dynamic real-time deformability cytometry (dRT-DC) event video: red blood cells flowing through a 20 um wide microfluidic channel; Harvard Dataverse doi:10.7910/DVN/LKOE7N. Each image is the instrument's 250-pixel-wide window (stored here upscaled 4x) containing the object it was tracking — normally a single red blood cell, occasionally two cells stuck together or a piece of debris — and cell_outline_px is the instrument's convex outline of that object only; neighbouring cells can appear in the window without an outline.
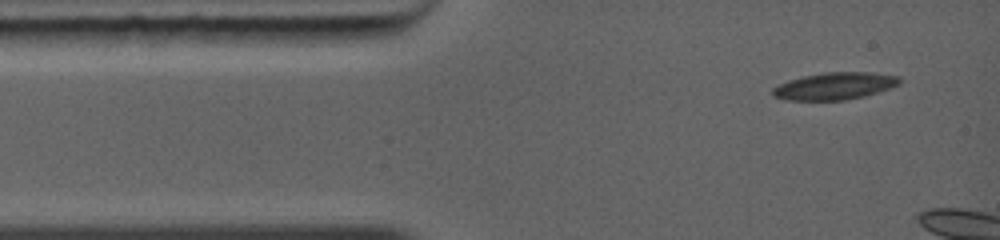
{"species": "common noctule bat (a hibernating species)", "species_latin": "Nyctalus noctula", "temperature_condition": "warm", "stored_images_in_passage": 4, "camera_frame_rate_fps": 5000, "um_per_image_px": 0.085, "animal": {"sex": "female", "body_mass_g": 19.0, "forearm_length_mm": 56.7}, "frame": {"image": 1, "passage_image": 1, "time_ms": 0.0, "image_size_px": [1000, 240], "cell_outline_px": [[900, 84], [864, 96], [844, 100], [784, 100], [772, 96], [772, 88], [788, 80], [804, 76], [824, 72], [868, 72], [900, 76]], "centroid_in_image_um": [70.91, 7.31], "position_along_channel_um": 14.1, "area_um2": 20.0}}
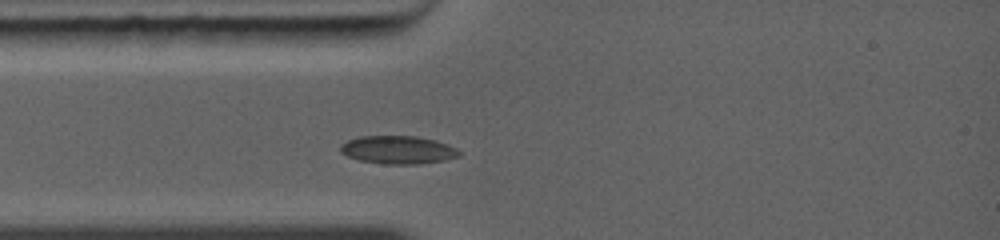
{"frame": {"image": 2, "passage_image": 4, "time_ms": 3.0, "image_size_px": [1000, 240], "cell_outline_px": [[460, 156], [444, 160], [420, 164], [384, 164], [360, 160], [348, 156], [340, 152], [340, 144], [348, 140], [360, 136], [416, 136], [436, 140], [456, 148], [460, 152]], "centroid_in_image_um": [33.82, 12.73], "position_along_channel_um": 51.2, "area_um2": 19.42}}